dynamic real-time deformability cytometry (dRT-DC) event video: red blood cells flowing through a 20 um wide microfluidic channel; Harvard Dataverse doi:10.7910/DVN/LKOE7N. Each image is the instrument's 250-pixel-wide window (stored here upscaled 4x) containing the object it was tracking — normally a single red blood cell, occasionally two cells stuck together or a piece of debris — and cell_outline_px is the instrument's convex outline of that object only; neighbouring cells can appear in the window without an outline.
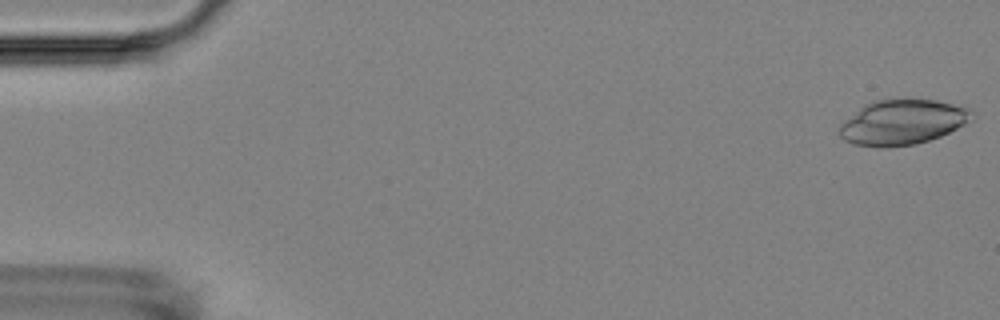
{"species": "Egyptian fruit bat (a non-hibernating species)", "species_latin": "Rousettus aegyptiacus", "temperature_condition": "room temperature", "stored_images_in_passage": 5, "camera_frame_rate_fps": 3000, "um_per_image_px": 0.085, "animal": {"sex": "female"}, "frame": {"image": 1, "passage_image": 1, "time_ms": 0.0, "image_size_px": [1000, 320], "cell_outline_px": [[976, 112], [972, 120], [940, 136], [916, 144], [884, 148], [880, 148], [852, 144], [844, 140], [840, 136], [840, 124], [844, 120], [864, 104], [872, 100], [936, 100], [968, 108]], "centroid_in_image_um": [76.69, 10.4], "position_along_channel_um": 8.3, "area_um2": 34.74}}